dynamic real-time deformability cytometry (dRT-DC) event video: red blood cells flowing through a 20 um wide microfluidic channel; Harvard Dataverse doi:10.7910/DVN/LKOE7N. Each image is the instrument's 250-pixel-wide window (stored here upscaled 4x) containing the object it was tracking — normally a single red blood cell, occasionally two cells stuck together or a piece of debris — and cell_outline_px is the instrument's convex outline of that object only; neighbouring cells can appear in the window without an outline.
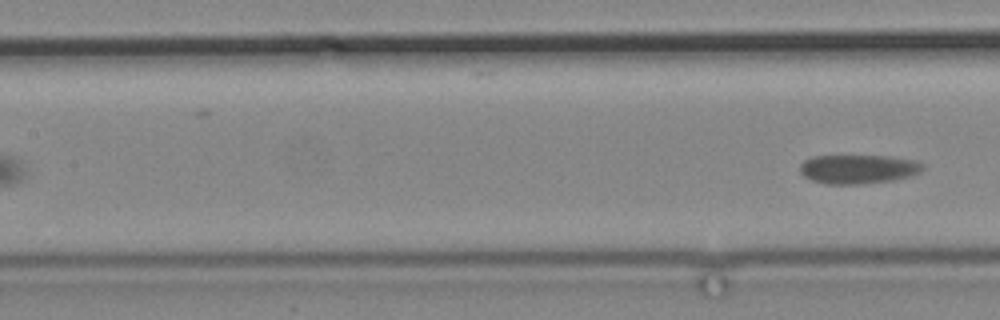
{"species": "common noctule bat (a hibernating species)", "species_latin": "Nyctalus noctula", "temperature_condition": "cold", "stored_images_in_passage": 17, "segment_of_instrument_passage": [2, 2], "camera_frame_rate_fps": 3000, "um_per_image_px": 0.085, "animal": {"sex": "male", "body_mass_g": 19.2, "forearm_length_mm": 51.8}, "frame": {"image": 1, "passage_image": 17, "time_ms": 21.0, "image_size_px": [1000, 320], "cell_outline_px": [[924, 168], [920, 172], [908, 176], [892, 180], [860, 184], [828, 184], [812, 180], [804, 176], [800, 172], [800, 164], [804, 160], [812, 156], [888, 156], [916, 160], [924, 164]], "centroid_in_image_um": [72.94, 14.36], "position_along_channel_um": 134.5, "area_um2": 20.75}}